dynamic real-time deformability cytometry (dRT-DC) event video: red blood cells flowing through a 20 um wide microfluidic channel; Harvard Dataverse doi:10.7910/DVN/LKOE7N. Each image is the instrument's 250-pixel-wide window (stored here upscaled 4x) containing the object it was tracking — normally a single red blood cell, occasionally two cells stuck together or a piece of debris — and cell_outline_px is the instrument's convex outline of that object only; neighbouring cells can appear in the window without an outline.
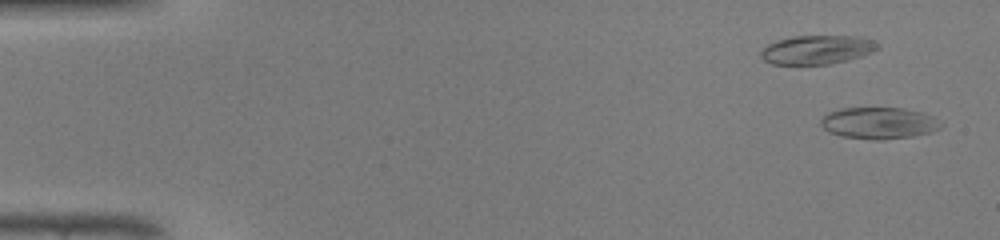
{"species": "common noctule bat (a hibernating species)", "species_latin": "Nyctalus noctula", "temperature_condition": "warm", "stored_images_in_passage": 46, "camera_frame_rate_fps": 3000, "um_per_image_px": 0.085, "animal": {"sex": "male", "body_mass_g": 19.0, "forearm_length_mm": 50.8}, "frame": {"image": 1, "passage_image": 1, "time_ms": 0.0, "image_size_px": [1000, 240], "cell_outline_px": [[944, 124], [940, 128], [932, 132], [912, 136], [880, 140], [872, 140], [840, 136], [828, 132], [820, 124], [820, 120], [828, 112], [840, 108], [904, 108], [924, 112], [932, 116]], "centroid_in_image_um": [74.71, 10.46], "position_along_channel_um": 10.3, "area_um2": 22.37}}
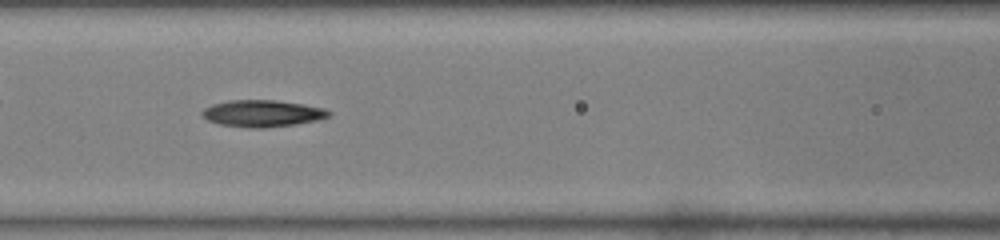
{"frame": {"image": 2, "passage_image": 20, "time_ms": 6.333, "image_size_px": [1000, 240], "cell_outline_px": [[332, 116], [316, 120], [296, 124], [264, 128], [252, 128], [220, 124], [208, 120], [200, 112], [204, 108], [212, 104], [228, 100], [272, 100], [304, 104], [324, 108], [332, 112]], "centroid_in_image_um": [22.32, 9.63], "position_along_channel_um": 144.3, "area_um2": 19.77}}
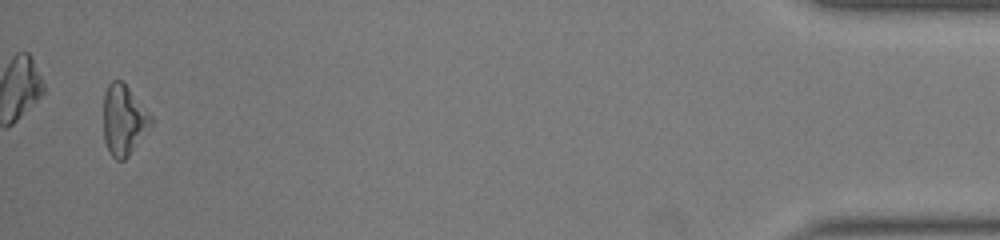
{"frame": {"image": 3, "passage_image": 45, "time_ms": 14.667, "image_size_px": [1000, 240], "cell_outline_px": [[152, 124], [128, 156], [124, 160], [116, 160], [112, 156], [104, 140], [104, 92], [108, 84], [112, 80], [124, 80], [152, 116]], "centroid_in_image_um": [10.51, 10.15], "position_along_channel_um": 424.7, "area_um2": 19.54}, "authors_computed_cell_mechanics": {"area_um2": 19.5942, "velocity_mm_per_s": 4.3359, "shape_relaxation_time_tau1_ms": 6.0706, "shape_relaxation_time_tau2_ms": 4.7668, "deformation_change_tau1": 0.179, "deformation_change_tau2": 0.1744}}